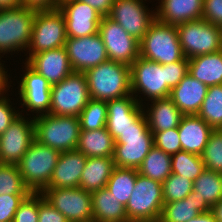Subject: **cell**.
I'll return each mask as SVG.
<instances>
[{"instance_id":"obj_36","label":"cell","mask_w":222,"mask_h":222,"mask_svg":"<svg viewBox=\"0 0 222 222\" xmlns=\"http://www.w3.org/2000/svg\"><path fill=\"white\" fill-rule=\"evenodd\" d=\"M17 164L0 163V195H29Z\"/></svg>"},{"instance_id":"obj_20","label":"cell","mask_w":222,"mask_h":222,"mask_svg":"<svg viewBox=\"0 0 222 222\" xmlns=\"http://www.w3.org/2000/svg\"><path fill=\"white\" fill-rule=\"evenodd\" d=\"M130 94L126 97L108 100L106 129L116 140L127 128L134 126V121L144 112L143 104Z\"/></svg>"},{"instance_id":"obj_44","label":"cell","mask_w":222,"mask_h":222,"mask_svg":"<svg viewBox=\"0 0 222 222\" xmlns=\"http://www.w3.org/2000/svg\"><path fill=\"white\" fill-rule=\"evenodd\" d=\"M38 222H69L67 218L54 208L39 192Z\"/></svg>"},{"instance_id":"obj_40","label":"cell","mask_w":222,"mask_h":222,"mask_svg":"<svg viewBox=\"0 0 222 222\" xmlns=\"http://www.w3.org/2000/svg\"><path fill=\"white\" fill-rule=\"evenodd\" d=\"M39 192H31L19 204L13 222H38Z\"/></svg>"},{"instance_id":"obj_15","label":"cell","mask_w":222,"mask_h":222,"mask_svg":"<svg viewBox=\"0 0 222 222\" xmlns=\"http://www.w3.org/2000/svg\"><path fill=\"white\" fill-rule=\"evenodd\" d=\"M65 48L74 72L84 73L109 60L104 42L99 34L67 38Z\"/></svg>"},{"instance_id":"obj_41","label":"cell","mask_w":222,"mask_h":222,"mask_svg":"<svg viewBox=\"0 0 222 222\" xmlns=\"http://www.w3.org/2000/svg\"><path fill=\"white\" fill-rule=\"evenodd\" d=\"M154 146L161 149L169 155L181 151V142L178 133V127L166 131L155 132L153 134Z\"/></svg>"},{"instance_id":"obj_7","label":"cell","mask_w":222,"mask_h":222,"mask_svg":"<svg viewBox=\"0 0 222 222\" xmlns=\"http://www.w3.org/2000/svg\"><path fill=\"white\" fill-rule=\"evenodd\" d=\"M36 10L24 5L0 9V53L29 47Z\"/></svg>"},{"instance_id":"obj_32","label":"cell","mask_w":222,"mask_h":222,"mask_svg":"<svg viewBox=\"0 0 222 222\" xmlns=\"http://www.w3.org/2000/svg\"><path fill=\"white\" fill-rule=\"evenodd\" d=\"M137 178V169L117 167L106 184V189L120 202L126 206L132 194Z\"/></svg>"},{"instance_id":"obj_37","label":"cell","mask_w":222,"mask_h":222,"mask_svg":"<svg viewBox=\"0 0 222 222\" xmlns=\"http://www.w3.org/2000/svg\"><path fill=\"white\" fill-rule=\"evenodd\" d=\"M107 102L90 98L88 104L79 114L81 130H96L106 127Z\"/></svg>"},{"instance_id":"obj_29","label":"cell","mask_w":222,"mask_h":222,"mask_svg":"<svg viewBox=\"0 0 222 222\" xmlns=\"http://www.w3.org/2000/svg\"><path fill=\"white\" fill-rule=\"evenodd\" d=\"M115 140L106 127L81 130L76 150L90 157H113Z\"/></svg>"},{"instance_id":"obj_22","label":"cell","mask_w":222,"mask_h":222,"mask_svg":"<svg viewBox=\"0 0 222 222\" xmlns=\"http://www.w3.org/2000/svg\"><path fill=\"white\" fill-rule=\"evenodd\" d=\"M207 89L206 84L187 73L178 85L171 89L169 98L184 115H197Z\"/></svg>"},{"instance_id":"obj_21","label":"cell","mask_w":222,"mask_h":222,"mask_svg":"<svg viewBox=\"0 0 222 222\" xmlns=\"http://www.w3.org/2000/svg\"><path fill=\"white\" fill-rule=\"evenodd\" d=\"M86 160L87 157L77 150L61 152L46 188L79 187Z\"/></svg>"},{"instance_id":"obj_19","label":"cell","mask_w":222,"mask_h":222,"mask_svg":"<svg viewBox=\"0 0 222 222\" xmlns=\"http://www.w3.org/2000/svg\"><path fill=\"white\" fill-rule=\"evenodd\" d=\"M26 63L41 74L51 86L59 84L74 72L65 47L33 54Z\"/></svg>"},{"instance_id":"obj_53","label":"cell","mask_w":222,"mask_h":222,"mask_svg":"<svg viewBox=\"0 0 222 222\" xmlns=\"http://www.w3.org/2000/svg\"><path fill=\"white\" fill-rule=\"evenodd\" d=\"M87 222H99V221H96V220H90V221H87Z\"/></svg>"},{"instance_id":"obj_27","label":"cell","mask_w":222,"mask_h":222,"mask_svg":"<svg viewBox=\"0 0 222 222\" xmlns=\"http://www.w3.org/2000/svg\"><path fill=\"white\" fill-rule=\"evenodd\" d=\"M188 73L208 87L222 84V50L190 58Z\"/></svg>"},{"instance_id":"obj_17","label":"cell","mask_w":222,"mask_h":222,"mask_svg":"<svg viewBox=\"0 0 222 222\" xmlns=\"http://www.w3.org/2000/svg\"><path fill=\"white\" fill-rule=\"evenodd\" d=\"M65 19L67 38L98 34L102 16L80 0H61L58 8Z\"/></svg>"},{"instance_id":"obj_51","label":"cell","mask_w":222,"mask_h":222,"mask_svg":"<svg viewBox=\"0 0 222 222\" xmlns=\"http://www.w3.org/2000/svg\"><path fill=\"white\" fill-rule=\"evenodd\" d=\"M211 212L217 222H222V199L211 207Z\"/></svg>"},{"instance_id":"obj_11","label":"cell","mask_w":222,"mask_h":222,"mask_svg":"<svg viewBox=\"0 0 222 222\" xmlns=\"http://www.w3.org/2000/svg\"><path fill=\"white\" fill-rule=\"evenodd\" d=\"M130 77L132 95L142 91L151 101L170 96L171 89L167 86L165 64L139 56L130 65Z\"/></svg>"},{"instance_id":"obj_16","label":"cell","mask_w":222,"mask_h":222,"mask_svg":"<svg viewBox=\"0 0 222 222\" xmlns=\"http://www.w3.org/2000/svg\"><path fill=\"white\" fill-rule=\"evenodd\" d=\"M34 139V119L20 115L0 135V163L18 164Z\"/></svg>"},{"instance_id":"obj_25","label":"cell","mask_w":222,"mask_h":222,"mask_svg":"<svg viewBox=\"0 0 222 222\" xmlns=\"http://www.w3.org/2000/svg\"><path fill=\"white\" fill-rule=\"evenodd\" d=\"M151 103L153 104L146 111L147 114L144 112V115L147 119L148 127L153 134L179 126L184 114L169 97L152 100Z\"/></svg>"},{"instance_id":"obj_12","label":"cell","mask_w":222,"mask_h":222,"mask_svg":"<svg viewBox=\"0 0 222 222\" xmlns=\"http://www.w3.org/2000/svg\"><path fill=\"white\" fill-rule=\"evenodd\" d=\"M44 198L69 222L93 220L91 192L76 188H45Z\"/></svg>"},{"instance_id":"obj_10","label":"cell","mask_w":222,"mask_h":222,"mask_svg":"<svg viewBox=\"0 0 222 222\" xmlns=\"http://www.w3.org/2000/svg\"><path fill=\"white\" fill-rule=\"evenodd\" d=\"M66 40V23L59 9L36 11L27 60L33 54L65 47Z\"/></svg>"},{"instance_id":"obj_48","label":"cell","mask_w":222,"mask_h":222,"mask_svg":"<svg viewBox=\"0 0 222 222\" xmlns=\"http://www.w3.org/2000/svg\"><path fill=\"white\" fill-rule=\"evenodd\" d=\"M94 8L101 16H108L115 0H80Z\"/></svg>"},{"instance_id":"obj_18","label":"cell","mask_w":222,"mask_h":222,"mask_svg":"<svg viewBox=\"0 0 222 222\" xmlns=\"http://www.w3.org/2000/svg\"><path fill=\"white\" fill-rule=\"evenodd\" d=\"M25 64L26 73L20 81L19 89L22 105L31 112L36 111L39 116L48 114L51 107V85L41 74Z\"/></svg>"},{"instance_id":"obj_28","label":"cell","mask_w":222,"mask_h":222,"mask_svg":"<svg viewBox=\"0 0 222 222\" xmlns=\"http://www.w3.org/2000/svg\"><path fill=\"white\" fill-rule=\"evenodd\" d=\"M114 168L113 157L87 158L79 187L88 192L106 188Z\"/></svg>"},{"instance_id":"obj_31","label":"cell","mask_w":222,"mask_h":222,"mask_svg":"<svg viewBox=\"0 0 222 222\" xmlns=\"http://www.w3.org/2000/svg\"><path fill=\"white\" fill-rule=\"evenodd\" d=\"M137 171L145 177L163 183L172 173L171 155L153 146Z\"/></svg>"},{"instance_id":"obj_23","label":"cell","mask_w":222,"mask_h":222,"mask_svg":"<svg viewBox=\"0 0 222 222\" xmlns=\"http://www.w3.org/2000/svg\"><path fill=\"white\" fill-rule=\"evenodd\" d=\"M213 130L198 115H184L178 126L181 149L201 155Z\"/></svg>"},{"instance_id":"obj_13","label":"cell","mask_w":222,"mask_h":222,"mask_svg":"<svg viewBox=\"0 0 222 222\" xmlns=\"http://www.w3.org/2000/svg\"><path fill=\"white\" fill-rule=\"evenodd\" d=\"M98 34L104 42L109 60L130 66L140 56V42L108 16H102Z\"/></svg>"},{"instance_id":"obj_39","label":"cell","mask_w":222,"mask_h":222,"mask_svg":"<svg viewBox=\"0 0 222 222\" xmlns=\"http://www.w3.org/2000/svg\"><path fill=\"white\" fill-rule=\"evenodd\" d=\"M200 156L205 169L222 173V129L213 130Z\"/></svg>"},{"instance_id":"obj_9","label":"cell","mask_w":222,"mask_h":222,"mask_svg":"<svg viewBox=\"0 0 222 222\" xmlns=\"http://www.w3.org/2000/svg\"><path fill=\"white\" fill-rule=\"evenodd\" d=\"M90 99L84 73L73 72L59 84L51 86L49 114L79 116Z\"/></svg>"},{"instance_id":"obj_45","label":"cell","mask_w":222,"mask_h":222,"mask_svg":"<svg viewBox=\"0 0 222 222\" xmlns=\"http://www.w3.org/2000/svg\"><path fill=\"white\" fill-rule=\"evenodd\" d=\"M202 18L222 28V0H204Z\"/></svg>"},{"instance_id":"obj_47","label":"cell","mask_w":222,"mask_h":222,"mask_svg":"<svg viewBox=\"0 0 222 222\" xmlns=\"http://www.w3.org/2000/svg\"><path fill=\"white\" fill-rule=\"evenodd\" d=\"M61 0H22V5L36 11L58 9Z\"/></svg>"},{"instance_id":"obj_2","label":"cell","mask_w":222,"mask_h":222,"mask_svg":"<svg viewBox=\"0 0 222 222\" xmlns=\"http://www.w3.org/2000/svg\"><path fill=\"white\" fill-rule=\"evenodd\" d=\"M33 118L35 140L39 143L60 153L76 150L81 131L77 116L48 113Z\"/></svg>"},{"instance_id":"obj_33","label":"cell","mask_w":222,"mask_h":222,"mask_svg":"<svg viewBox=\"0 0 222 222\" xmlns=\"http://www.w3.org/2000/svg\"><path fill=\"white\" fill-rule=\"evenodd\" d=\"M197 115L214 130L222 129V84L208 87Z\"/></svg>"},{"instance_id":"obj_6","label":"cell","mask_w":222,"mask_h":222,"mask_svg":"<svg viewBox=\"0 0 222 222\" xmlns=\"http://www.w3.org/2000/svg\"><path fill=\"white\" fill-rule=\"evenodd\" d=\"M164 206L162 183L138 173L134 190L125 206L128 222L160 220Z\"/></svg>"},{"instance_id":"obj_3","label":"cell","mask_w":222,"mask_h":222,"mask_svg":"<svg viewBox=\"0 0 222 222\" xmlns=\"http://www.w3.org/2000/svg\"><path fill=\"white\" fill-rule=\"evenodd\" d=\"M153 146V133L143 112L134 121V126L127 128L115 140L114 164L117 167L138 169Z\"/></svg>"},{"instance_id":"obj_4","label":"cell","mask_w":222,"mask_h":222,"mask_svg":"<svg viewBox=\"0 0 222 222\" xmlns=\"http://www.w3.org/2000/svg\"><path fill=\"white\" fill-rule=\"evenodd\" d=\"M140 57L162 65L184 59L177 27L156 19L140 41Z\"/></svg>"},{"instance_id":"obj_49","label":"cell","mask_w":222,"mask_h":222,"mask_svg":"<svg viewBox=\"0 0 222 222\" xmlns=\"http://www.w3.org/2000/svg\"><path fill=\"white\" fill-rule=\"evenodd\" d=\"M186 222H217V221L215 220L213 213L210 211L207 213H201L198 216Z\"/></svg>"},{"instance_id":"obj_1","label":"cell","mask_w":222,"mask_h":222,"mask_svg":"<svg viewBox=\"0 0 222 222\" xmlns=\"http://www.w3.org/2000/svg\"><path fill=\"white\" fill-rule=\"evenodd\" d=\"M89 96L97 100H113L131 93L130 66L108 60L84 72Z\"/></svg>"},{"instance_id":"obj_34","label":"cell","mask_w":222,"mask_h":222,"mask_svg":"<svg viewBox=\"0 0 222 222\" xmlns=\"http://www.w3.org/2000/svg\"><path fill=\"white\" fill-rule=\"evenodd\" d=\"M193 183L196 196L204 199L210 207L222 199L221 173L205 169Z\"/></svg>"},{"instance_id":"obj_24","label":"cell","mask_w":222,"mask_h":222,"mask_svg":"<svg viewBox=\"0 0 222 222\" xmlns=\"http://www.w3.org/2000/svg\"><path fill=\"white\" fill-rule=\"evenodd\" d=\"M204 0H161L156 19L162 23L177 26L202 18Z\"/></svg>"},{"instance_id":"obj_8","label":"cell","mask_w":222,"mask_h":222,"mask_svg":"<svg viewBox=\"0 0 222 222\" xmlns=\"http://www.w3.org/2000/svg\"><path fill=\"white\" fill-rule=\"evenodd\" d=\"M185 58L215 53L222 50V28L203 18L176 26Z\"/></svg>"},{"instance_id":"obj_26","label":"cell","mask_w":222,"mask_h":222,"mask_svg":"<svg viewBox=\"0 0 222 222\" xmlns=\"http://www.w3.org/2000/svg\"><path fill=\"white\" fill-rule=\"evenodd\" d=\"M211 211V207L204 199L196 196V192H192L184 199L164 203L160 221L162 222H186L198 216L201 213Z\"/></svg>"},{"instance_id":"obj_30","label":"cell","mask_w":222,"mask_h":222,"mask_svg":"<svg viewBox=\"0 0 222 222\" xmlns=\"http://www.w3.org/2000/svg\"><path fill=\"white\" fill-rule=\"evenodd\" d=\"M93 220L99 222H128L123 206L106 189L91 192Z\"/></svg>"},{"instance_id":"obj_46","label":"cell","mask_w":222,"mask_h":222,"mask_svg":"<svg viewBox=\"0 0 222 222\" xmlns=\"http://www.w3.org/2000/svg\"><path fill=\"white\" fill-rule=\"evenodd\" d=\"M0 92V135L20 116L21 113L11 108L10 99ZM9 101V102H8Z\"/></svg>"},{"instance_id":"obj_5","label":"cell","mask_w":222,"mask_h":222,"mask_svg":"<svg viewBox=\"0 0 222 222\" xmlns=\"http://www.w3.org/2000/svg\"><path fill=\"white\" fill-rule=\"evenodd\" d=\"M60 152L33 140L17 164L25 185L31 192H42L50 182Z\"/></svg>"},{"instance_id":"obj_42","label":"cell","mask_w":222,"mask_h":222,"mask_svg":"<svg viewBox=\"0 0 222 222\" xmlns=\"http://www.w3.org/2000/svg\"><path fill=\"white\" fill-rule=\"evenodd\" d=\"M28 195H0V222H13L19 204Z\"/></svg>"},{"instance_id":"obj_35","label":"cell","mask_w":222,"mask_h":222,"mask_svg":"<svg viewBox=\"0 0 222 222\" xmlns=\"http://www.w3.org/2000/svg\"><path fill=\"white\" fill-rule=\"evenodd\" d=\"M172 173L180 175L194 182L196 178L205 170L203 160L200 155L178 151L171 155Z\"/></svg>"},{"instance_id":"obj_43","label":"cell","mask_w":222,"mask_h":222,"mask_svg":"<svg viewBox=\"0 0 222 222\" xmlns=\"http://www.w3.org/2000/svg\"><path fill=\"white\" fill-rule=\"evenodd\" d=\"M189 59L184 58L180 61L165 64L167 75V86L172 89L177 86L182 78L188 73Z\"/></svg>"},{"instance_id":"obj_38","label":"cell","mask_w":222,"mask_h":222,"mask_svg":"<svg viewBox=\"0 0 222 222\" xmlns=\"http://www.w3.org/2000/svg\"><path fill=\"white\" fill-rule=\"evenodd\" d=\"M193 181L171 173L162 183L164 203H170L186 198L193 190Z\"/></svg>"},{"instance_id":"obj_52","label":"cell","mask_w":222,"mask_h":222,"mask_svg":"<svg viewBox=\"0 0 222 222\" xmlns=\"http://www.w3.org/2000/svg\"><path fill=\"white\" fill-rule=\"evenodd\" d=\"M22 5V0H0V9L16 8Z\"/></svg>"},{"instance_id":"obj_50","label":"cell","mask_w":222,"mask_h":222,"mask_svg":"<svg viewBox=\"0 0 222 222\" xmlns=\"http://www.w3.org/2000/svg\"><path fill=\"white\" fill-rule=\"evenodd\" d=\"M4 67L0 62V92L4 93V91L6 90L7 87H9L8 85V78H7V72L4 71Z\"/></svg>"},{"instance_id":"obj_14","label":"cell","mask_w":222,"mask_h":222,"mask_svg":"<svg viewBox=\"0 0 222 222\" xmlns=\"http://www.w3.org/2000/svg\"><path fill=\"white\" fill-rule=\"evenodd\" d=\"M155 12L150 13L143 0H115L108 15L139 42L151 24L156 20Z\"/></svg>"}]
</instances>
